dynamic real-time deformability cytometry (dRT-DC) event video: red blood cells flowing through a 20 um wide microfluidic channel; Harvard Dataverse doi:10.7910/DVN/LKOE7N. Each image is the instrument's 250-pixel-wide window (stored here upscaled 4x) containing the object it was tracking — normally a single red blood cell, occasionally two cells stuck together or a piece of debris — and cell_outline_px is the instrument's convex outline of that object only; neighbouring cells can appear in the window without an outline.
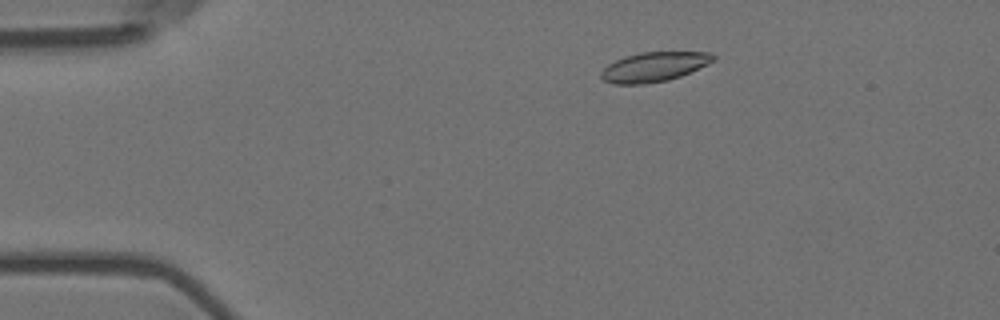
{"species": "Egyptian fruit bat (a non-hibernating species)", "species_latin": "Rousettus aegyptiacus", "temperature_condition": "room temperature", "stored_images_in_passage": 54, "camera_frame_rate_fps": 3000, "um_per_image_px": 0.085, "animal": {"sex": "female"}, "frame": {"image": 1, "passage_image": 8, "time_ms": 2.333, "image_size_px": [1000, 320], "cell_outline_px": [[716, 60], [708, 64], [680, 76], [668, 80], [644, 84], [616, 84], [604, 80], [600, 76], [600, 72], [608, 64], [624, 56], [640, 52], [712, 52], [716, 56]], "centroid_in_image_um": [55.61, 5.67], "position_along_channel_um": 29.4, "area_um2": 19.36}}
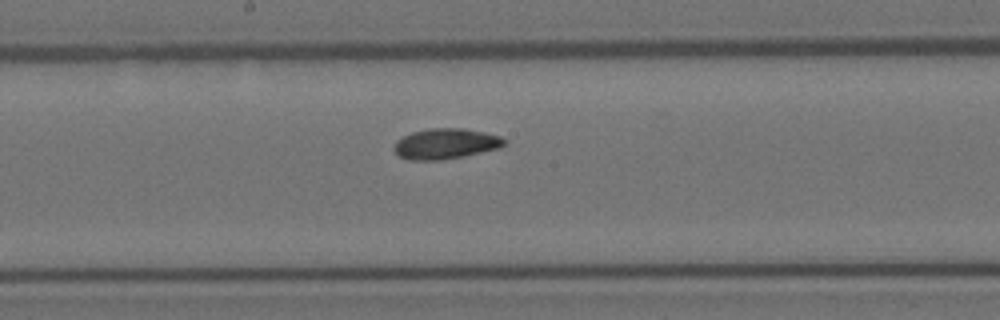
{"frame": {"image": 2, "passage_image": 28, "time_ms": 9.0, "image_size_px": [1000, 320], "cell_outline_px": [[508, 140], [500, 148], [464, 156], [440, 160], [408, 160], [400, 156], [392, 148], [396, 140], [412, 132], [428, 128], [464, 128], [484, 132], [500, 136]], "centroid_in_image_um": [37.88, 12.21], "position_along_channel_um": 210.3, "area_um2": 19.71}}
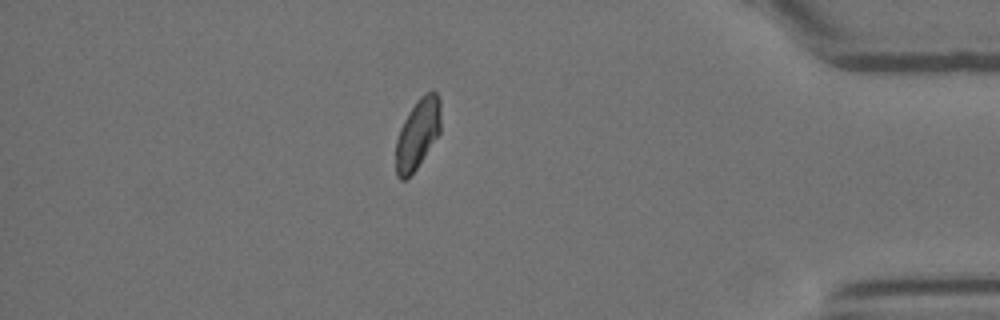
{"frame": {"image": 3, "passage_image": 47, "time_ms": 15.333, "image_size_px": [1000, 320], "cell_outline_px": [[440, 132], [416, 168], [404, 180], [400, 180], [396, 176], [396, 140], [400, 128], [408, 112], [416, 100], [420, 96], [432, 88], [436, 92], [440, 100]], "centroid_in_image_um": [35.49, 11.33], "position_along_channel_um": 399.7, "area_um2": 18.32}, "authors_computed_cell_mechanics": {"area_um2": 19.1607, "velocity_mm_per_s": 3.5785, "shape_relaxation_time_tau1_ms": 8.9742, "shape_relaxation_time_tau2_ms": 4.5354, "deformation_change_tau1": 0.1602, "deformation_change_tau2": 0.0696}}